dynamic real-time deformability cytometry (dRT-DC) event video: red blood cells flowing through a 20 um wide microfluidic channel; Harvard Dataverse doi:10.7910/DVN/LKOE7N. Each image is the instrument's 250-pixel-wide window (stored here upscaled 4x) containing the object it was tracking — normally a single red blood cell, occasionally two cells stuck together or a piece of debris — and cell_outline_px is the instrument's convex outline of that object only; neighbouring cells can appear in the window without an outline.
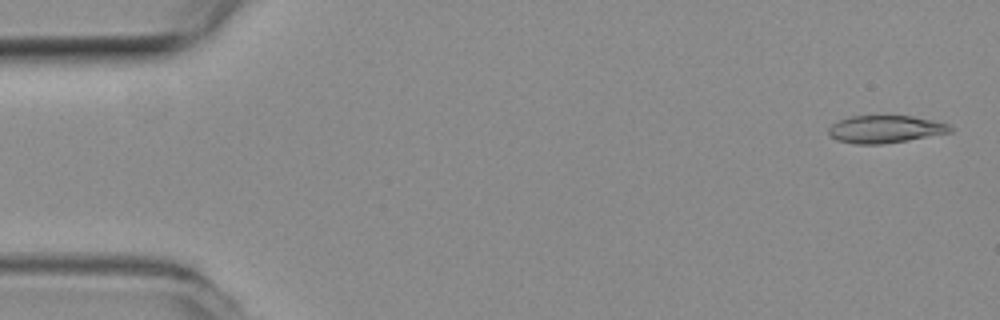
{"species": "common noctule bat (a hibernating species)", "species_latin": "Nyctalus noctula", "temperature_condition": "room temperature", "stored_images_in_passage": 57, "camera_frame_rate_fps": 3000, "um_per_image_px": 0.085, "animal": {"sex": "female", "body_mass_g": 19.3, "forearm_length_mm": 54.1}, "frame": {"image": 1, "passage_image": 2, "time_ms": 0.333, "image_size_px": [1000, 320], "cell_outline_px": [[952, 132], [908, 140], [884, 144], [856, 144], [836, 140], [828, 132], [828, 128], [832, 124], [848, 116], [912, 116], [932, 120], [948, 124], [952, 128]], "centroid_in_image_um": [75.23, 10.98], "position_along_channel_um": 9.8, "area_um2": 19.42}}
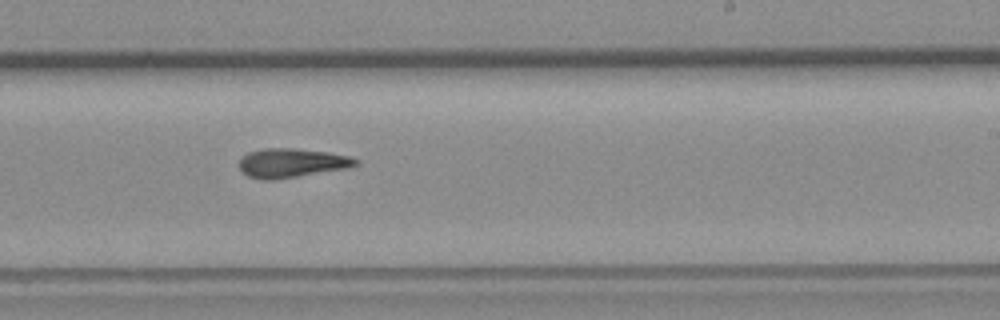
{"frame": {"image": 2, "passage_image": 34, "time_ms": 11.0, "image_size_px": [1000, 320], "cell_outline_px": [[360, 164], [348, 168], [272, 180], [264, 180], [248, 176], [240, 168], [240, 156], [248, 152], [264, 148], [292, 148], [328, 152], [348, 156], [360, 160]], "centroid_in_image_um": [24.8, 13.84], "position_along_channel_um": 264.2, "area_um2": 19.71}}
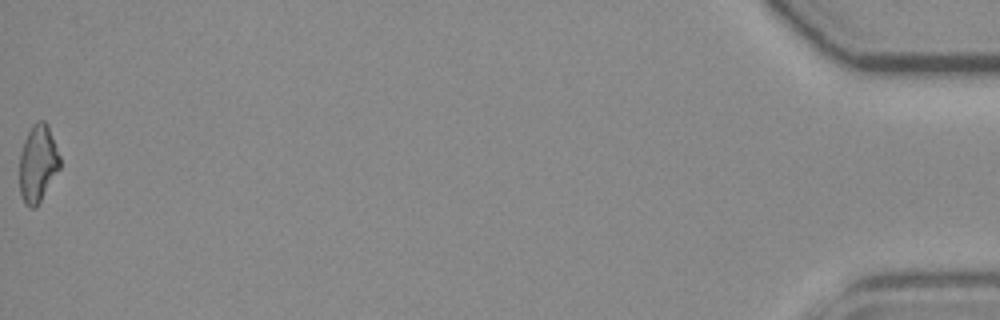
{"frame": {"image": 3, "passage_image": 57, "time_ms": 18.667, "image_size_px": [1000, 320], "cell_outline_px": [[60, 168], [36, 208], [28, 208], [24, 204], [20, 192], [20, 152], [24, 140], [32, 124], [36, 120], [44, 120], [48, 124], [60, 156]], "centroid_in_image_um": [3.21, 13.89], "position_along_channel_um": 432.0, "area_um2": 18.32}, "authors_computed_cell_mechanics": {"area_um2": 19.4208, "velocity_mm_per_s": 3.5994, "shape_relaxation_time_tau1_ms": null, "shape_relaxation_time_tau2_ms": 8.2448, "deformation_change_tau1": null, "deformation_change_tau2": 0.1916}}